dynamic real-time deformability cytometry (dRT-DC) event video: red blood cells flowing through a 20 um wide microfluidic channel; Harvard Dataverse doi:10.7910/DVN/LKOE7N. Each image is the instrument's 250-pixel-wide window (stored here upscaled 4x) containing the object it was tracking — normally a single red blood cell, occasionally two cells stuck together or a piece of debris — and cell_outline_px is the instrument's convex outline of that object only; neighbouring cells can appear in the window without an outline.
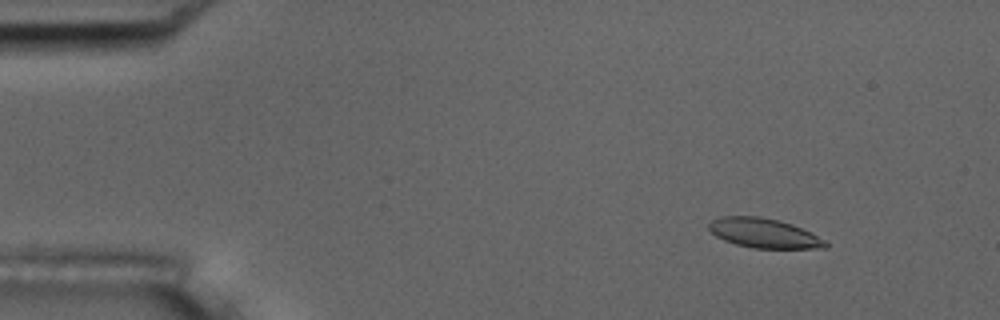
{"species": "common noctule bat (a hibernating species)", "species_latin": "Nyctalus noctula", "temperature_condition": "room temperature", "stored_images_in_passage": 56, "camera_frame_rate_fps": 3000, "um_per_image_px": 0.085, "animal": {"sex": "male", "body_mass_g": 17.5, "forearm_length_mm": 52.3}, "frame": {"image": 1, "passage_image": 6, "time_ms": 1.667, "image_size_px": [1000, 320], "cell_outline_px": [[828, 248], [752, 248], [736, 244], [724, 240], [716, 236], [708, 228], [708, 224], [712, 220], [720, 216], [760, 216], [792, 224], [828, 240]], "centroid_in_image_um": [64.95, 19.82], "position_along_channel_um": 20.0, "area_um2": 20.11}}
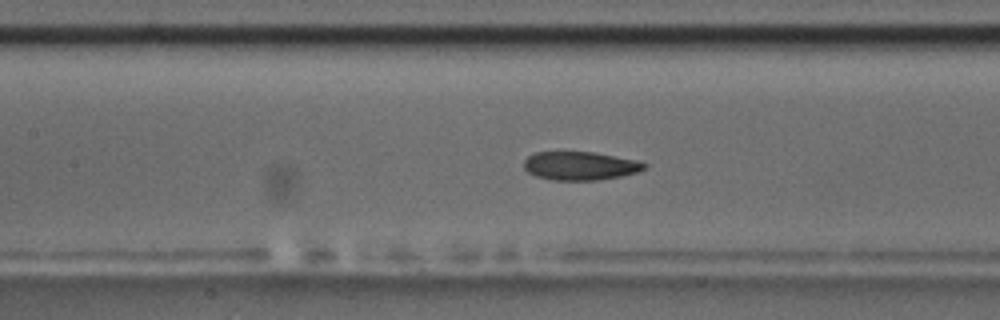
{"frame": {"image": 2, "passage_image": 25, "time_ms": 8.0, "image_size_px": [1000, 320], "cell_outline_px": [[648, 164], [644, 168], [636, 172], [620, 176], [596, 180], [552, 180], [536, 176], [528, 172], [524, 168], [524, 160], [528, 156], [536, 152], [596, 152], [636, 160]], "centroid_in_image_um": [49.29, 14.09], "position_along_channel_um": 158.1, "area_um2": 19.88}}
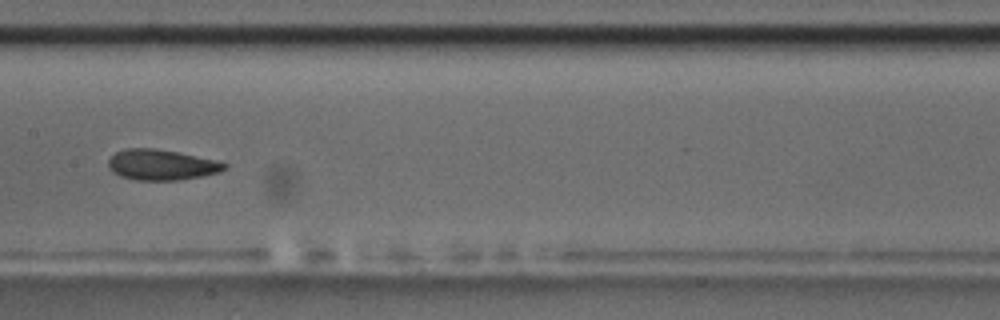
{"frame": {"image": 3, "passage_image": 28, "time_ms": 9.0, "image_size_px": [1000, 320], "cell_outline_px": [[228, 168], [220, 172], [200, 176], [176, 180], [136, 180], [120, 176], [112, 172], [108, 168], [108, 160], [116, 152], [124, 148], [152, 148], [176, 152], [216, 160], [228, 164]], "centroid_in_image_um": [13.7, 14.01], "position_along_channel_um": 193.7, "area_um2": 20.63}, "authors_computed_cell_mechanics": {"area_um2": 20.5768, "velocity_mm_per_s": 3.5937, "shape_relaxation_time_tau1_ms": 6.9029, "shape_relaxation_time_tau2_ms": 2.5079, "deformation_change_tau1": 0.1414, "deformation_change_tau2": 0.0817}}